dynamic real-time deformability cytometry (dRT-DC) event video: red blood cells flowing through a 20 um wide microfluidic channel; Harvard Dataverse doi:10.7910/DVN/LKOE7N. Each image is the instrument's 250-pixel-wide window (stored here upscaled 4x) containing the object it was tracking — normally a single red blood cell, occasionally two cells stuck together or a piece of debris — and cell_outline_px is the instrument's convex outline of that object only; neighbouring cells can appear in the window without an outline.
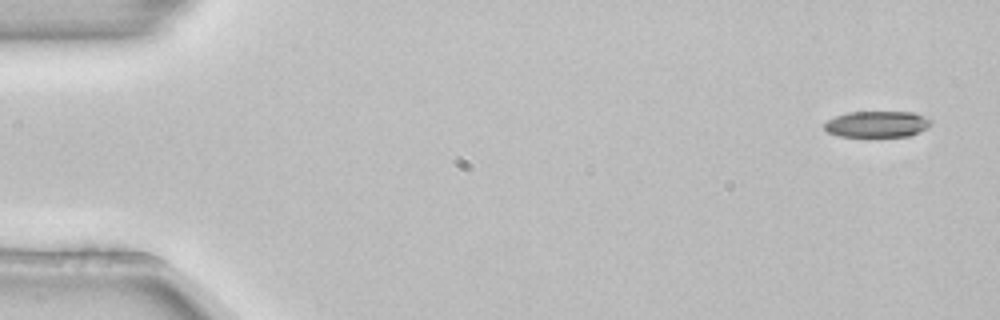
{"species": "common noctule bat (a hibernating species)", "species_latin": "Nyctalus noctula", "temperature_condition": "room temperature", "stored_images_in_passage": 4, "camera_frame_rate_fps": 3000, "um_per_image_px": 0.085, "animal": {"sex": "female", "body_mass_g": 22.7, "forearm_length_mm": 54.2}, "frame": {"image": 1, "passage_image": 1, "time_ms": 0.0, "image_size_px": [1000, 320], "cell_outline_px": [[932, 124], [928, 128], [908, 136], [868, 140], [840, 136], [828, 132], [824, 128], [824, 124], [828, 120], [836, 116], [848, 112], [912, 112], [924, 116], [932, 120]], "centroid_in_image_um": [74.55, 10.61], "position_along_channel_um": 10.4, "area_um2": 17.17}}